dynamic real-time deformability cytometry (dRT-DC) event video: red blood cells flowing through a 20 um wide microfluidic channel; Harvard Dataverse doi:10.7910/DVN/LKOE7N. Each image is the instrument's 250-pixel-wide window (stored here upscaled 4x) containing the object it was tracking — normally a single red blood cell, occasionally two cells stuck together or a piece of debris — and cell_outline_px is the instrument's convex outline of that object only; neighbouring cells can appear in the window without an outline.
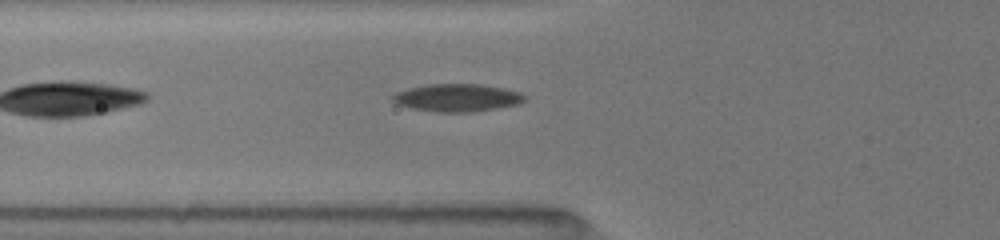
{"species": "common noctule bat (a hibernating species)", "species_latin": "Nyctalus noctula", "temperature_condition": "room temperature", "stored_images_in_passage": 8, "camera_frame_rate_fps": 3000, "um_per_image_px": 0.085, "animal": {"sex": "female", "body_mass_g": 19.5, "forearm_length_mm": 54.1}, "frame": {"image": 1, "passage_image": 4, "time_ms": 1.333, "image_size_px": [1000, 240], "cell_outline_px": [[528, 96], [520, 104], [472, 112], [436, 112], [412, 108], [396, 104], [392, 100], [392, 96], [396, 92], [408, 88], [428, 84], [480, 84], [504, 88], [520, 92]], "centroid_in_image_um": [38.87, 8.3], "position_along_channel_um": 86.9, "area_um2": 21.39}}
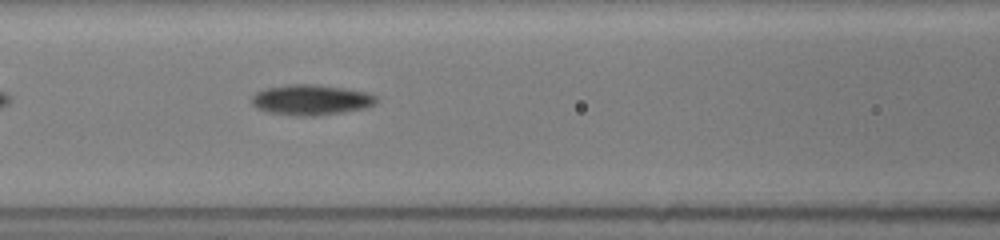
{"frame": {"image": 2, "passage_image": 8, "time_ms": 2.667, "image_size_px": [1000, 240], "cell_outline_px": [[376, 104], [364, 108], [344, 112], [316, 116], [296, 116], [268, 112], [256, 108], [252, 104], [252, 96], [256, 92], [264, 88], [288, 84], [316, 84], [368, 92], [376, 96]], "centroid_in_image_um": [26.42, 8.49], "position_along_channel_um": 140.2, "area_um2": 22.25}}